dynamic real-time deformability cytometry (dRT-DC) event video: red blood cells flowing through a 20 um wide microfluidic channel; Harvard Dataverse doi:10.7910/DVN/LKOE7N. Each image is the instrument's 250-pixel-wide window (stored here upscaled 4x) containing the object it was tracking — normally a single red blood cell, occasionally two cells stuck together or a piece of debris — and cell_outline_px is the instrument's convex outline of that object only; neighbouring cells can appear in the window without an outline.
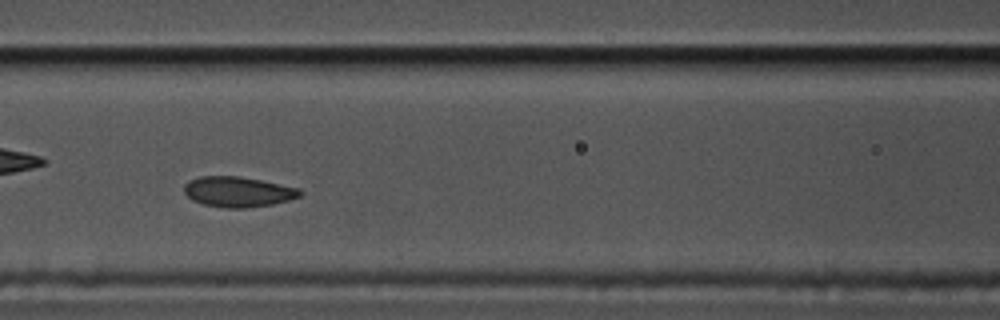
{"species": "common noctule bat (a hibernating species)", "species_latin": "Nyctalus noctula", "temperature_condition": "cold", "stored_images_in_passage": 50, "segment_of_instrument_passage": [1, 2], "camera_frame_rate_fps": 3000, "um_per_image_px": 0.085, "animal": {"sex": "male", "body_mass_g": 17.5, "forearm_length_mm": 52.3}, "frame": {"image": 1, "passage_image": 16, "time_ms": 5.0, "image_size_px": [1000, 320], "cell_outline_px": [[304, 192], [300, 196], [288, 200], [272, 204], [248, 208], [224, 208], [204, 204], [192, 200], [184, 192], [184, 184], [188, 180], [200, 176], [236, 176], [260, 180], [300, 188]], "centroid_in_image_um": [20.22, 16.3], "position_along_channel_um": 146.4, "area_um2": 20.52}}
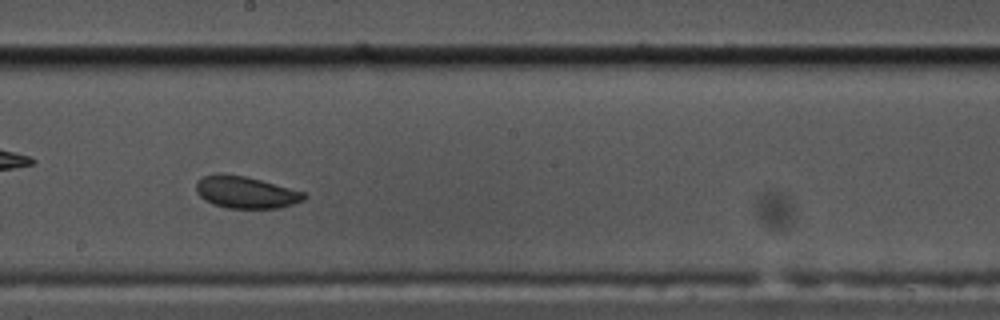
{"frame": {"image": 2, "passage_image": 23, "time_ms": 7.333, "image_size_px": [1000, 320], "cell_outline_px": [[308, 196], [304, 200], [280, 208], [228, 208], [212, 204], [204, 200], [196, 192], [196, 180], [204, 176], [220, 172], [224, 172], [244, 176], [308, 192]], "centroid_in_image_um": [20.89, 16.33], "position_along_channel_um": 227.3, "area_um2": 20.46}}
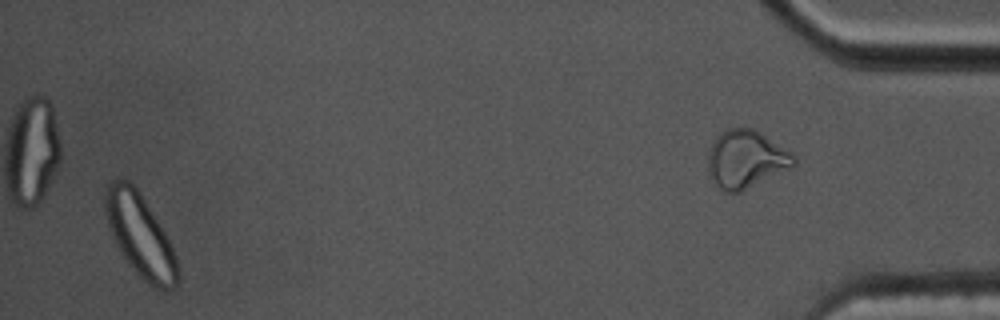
{"frame": {"image": 3, "passage_image": 47, "time_ms": 15.333, "image_size_px": [1000, 320], "cell_outline_px": [[180, 280], [176, 288], [168, 292], [164, 292], [152, 288], [128, 264], [120, 252], [112, 236], [108, 224], [104, 208], [104, 196], [108, 184], [112, 180], [128, 180], [136, 188], [164, 232], [176, 256], [180, 272]], "centroid_in_image_um": [11.94, 20.11], "position_along_channel_um": 423.3, "area_um2": 34.85}}